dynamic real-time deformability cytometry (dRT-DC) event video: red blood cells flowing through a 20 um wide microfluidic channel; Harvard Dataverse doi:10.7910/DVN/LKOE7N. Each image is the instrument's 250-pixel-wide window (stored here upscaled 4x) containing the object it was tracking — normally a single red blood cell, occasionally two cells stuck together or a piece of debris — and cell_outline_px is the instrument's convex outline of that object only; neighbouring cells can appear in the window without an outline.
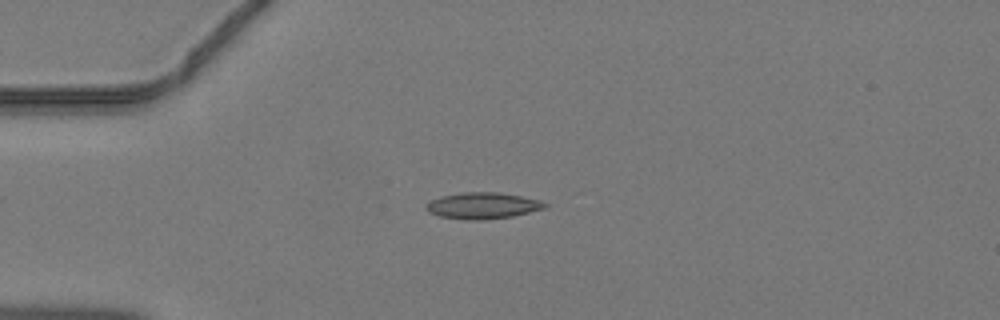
{"species": "common noctule bat (a hibernating species)", "species_latin": "Nyctalus noctula", "temperature_condition": "warm", "stored_images_in_passage": 35, "camera_frame_rate_fps": 3000, "um_per_image_px": 0.085, "animal": {"sex": "male", "body_mass_g": 19.2, "forearm_length_mm": 51.8}, "frame": {"image": 1, "passage_image": 1, "time_ms": 0.0, "image_size_px": [1000, 320], "cell_outline_px": [[548, 208], [512, 216], [480, 220], [468, 220], [440, 216], [428, 212], [424, 208], [424, 204], [440, 196], [460, 192], [500, 192], [540, 200], [548, 204]], "centroid_in_image_um": [41.02, 17.47], "position_along_channel_um": 44.0, "area_um2": 18.38}}
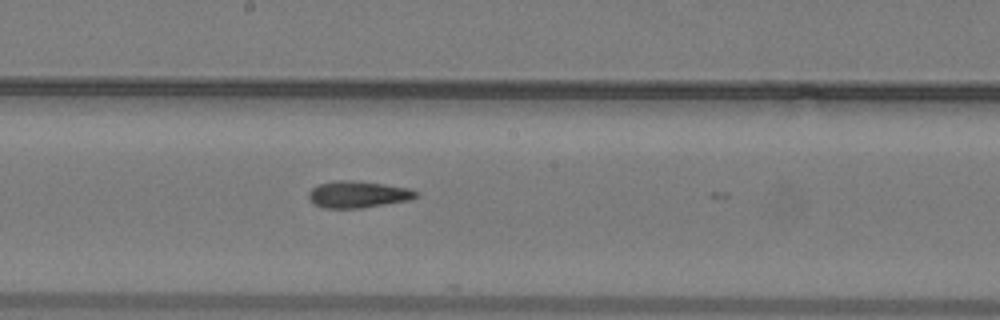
{"frame": {"image": 2, "passage_image": 14, "time_ms": 4.333, "image_size_px": [1000, 320], "cell_outline_px": [[420, 196], [408, 200], [360, 208], [324, 208], [316, 204], [308, 196], [308, 192], [312, 188], [320, 184], [336, 180], [352, 180], [408, 188], [420, 192]], "centroid_in_image_um": [30.44, 16.52], "position_along_channel_um": 217.8, "area_um2": 16.47}}
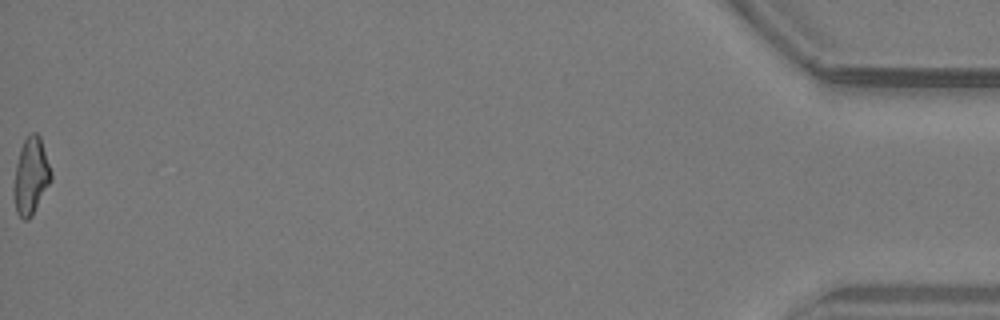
{"frame": {"image": 3, "passage_image": 35, "time_ms": 11.333, "image_size_px": [1000, 320], "cell_outline_px": [[52, 180], [32, 216], [28, 220], [24, 220], [16, 212], [12, 192], [12, 188], [16, 164], [20, 148], [24, 140], [32, 132], [36, 132], [40, 136], [52, 172]], "centroid_in_image_um": [2.62, 14.99], "position_along_channel_um": 432.6, "area_um2": 16.94}}